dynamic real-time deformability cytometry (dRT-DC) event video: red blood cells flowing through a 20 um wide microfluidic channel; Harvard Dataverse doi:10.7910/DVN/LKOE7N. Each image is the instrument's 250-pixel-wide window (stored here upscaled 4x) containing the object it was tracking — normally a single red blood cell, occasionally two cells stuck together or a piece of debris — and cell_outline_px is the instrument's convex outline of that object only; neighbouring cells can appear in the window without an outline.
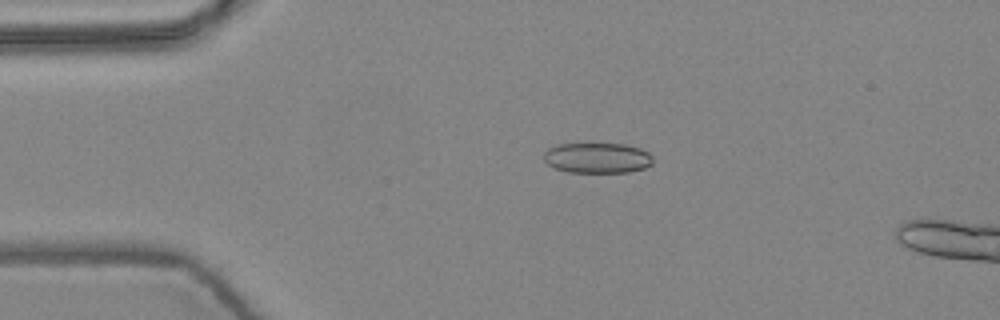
{"species": "common noctule bat (a hibernating species)", "species_latin": "Nyctalus noctula", "temperature_condition": "warm", "stored_images_in_passage": 5, "camera_frame_rate_fps": 3000, "um_per_image_px": 0.085, "animal": {"sex": "female", "body_mass_g": 24.6, "forearm_length_mm": 56.2}, "frame": {"image": 1, "passage_image": 4, "time_ms": 1.0, "image_size_px": [1000, 320], "cell_outline_px": [[652, 164], [644, 168], [628, 172], [568, 172], [556, 168], [548, 164], [544, 160], [544, 152], [548, 148], [556, 144], [624, 144], [640, 148], [648, 152], [652, 156]], "centroid_in_image_um": [50.77, 13.42], "position_along_channel_um": 34.2, "area_um2": 19.31}}